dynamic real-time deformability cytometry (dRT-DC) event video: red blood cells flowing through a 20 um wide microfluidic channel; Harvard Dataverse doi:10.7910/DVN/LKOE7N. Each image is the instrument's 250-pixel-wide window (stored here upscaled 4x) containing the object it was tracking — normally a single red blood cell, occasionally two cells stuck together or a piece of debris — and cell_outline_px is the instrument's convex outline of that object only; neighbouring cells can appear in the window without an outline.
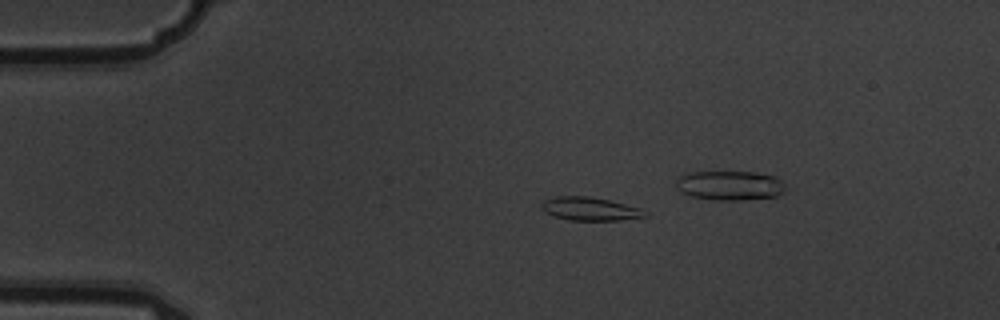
{"species": "common noctule bat (a hibernating species)", "species_latin": "Nyctalus noctula", "temperature_condition": "warm", "stored_images_in_passage": 6, "camera_frame_rate_fps": 3000, "um_per_image_px": 0.085, "animal": {"sex": "male", "body_mass_g": 19.5, "forearm_length_mm": 54.6}, "frame": {"image": 1, "passage_image": 2, "time_ms": 0.333, "image_size_px": [1000, 320], "cell_outline_px": [[648, 216], [620, 220], [568, 220], [552, 216], [544, 212], [540, 208], [540, 204], [544, 200], [556, 196], [588, 196], [608, 200], [640, 208], [648, 212]], "centroid_in_image_um": [50.1, 17.76], "position_along_channel_um": 34.9, "area_um2": 14.16}}
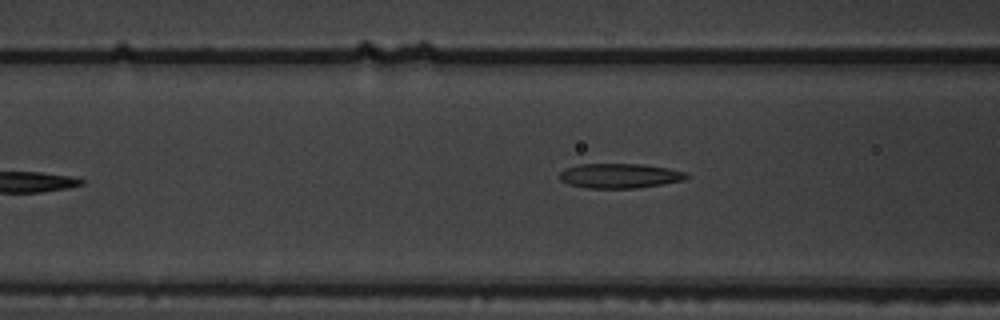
{"frame": {"image": 2, "passage_image": 6, "time_ms": 1.667, "image_size_px": [1000, 320], "cell_outline_px": [[688, 176], [684, 180], [636, 188], [588, 188], [568, 184], [560, 180], [560, 172], [564, 168], [580, 164], [644, 164], [668, 168], [688, 172]], "centroid_in_image_um": [52.66, 14.93], "position_along_channel_um": 113.9, "area_um2": 18.26}}